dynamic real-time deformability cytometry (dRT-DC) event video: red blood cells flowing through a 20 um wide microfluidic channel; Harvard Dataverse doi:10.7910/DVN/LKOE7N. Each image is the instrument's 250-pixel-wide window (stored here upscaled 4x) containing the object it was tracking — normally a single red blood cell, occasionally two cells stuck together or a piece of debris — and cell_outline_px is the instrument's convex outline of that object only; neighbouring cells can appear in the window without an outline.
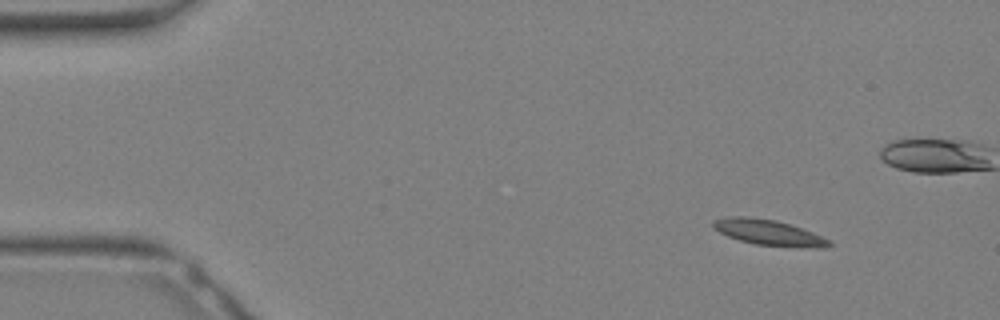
{"species": "Egyptian fruit bat (a non-hibernating species)", "species_latin": "Rousettus aegyptiacus", "temperature_condition": "warm", "stored_images_in_passage": 6, "camera_frame_rate_fps": 3000, "um_per_image_px": 0.085, "animal": {"sex": "female"}, "frame": {"image": 1, "passage_image": 1, "time_ms": 0.0, "image_size_px": [1000, 320], "cell_outline_px": [[832, 244], [824, 248], [816, 248], [756, 244], [740, 240], [728, 236], [712, 228], [712, 220], [728, 216], [744, 216], [776, 220], [812, 232], [832, 240]], "centroid_in_image_um": [65.33, 19.75], "position_along_channel_um": 19.7, "area_um2": 17.17}}